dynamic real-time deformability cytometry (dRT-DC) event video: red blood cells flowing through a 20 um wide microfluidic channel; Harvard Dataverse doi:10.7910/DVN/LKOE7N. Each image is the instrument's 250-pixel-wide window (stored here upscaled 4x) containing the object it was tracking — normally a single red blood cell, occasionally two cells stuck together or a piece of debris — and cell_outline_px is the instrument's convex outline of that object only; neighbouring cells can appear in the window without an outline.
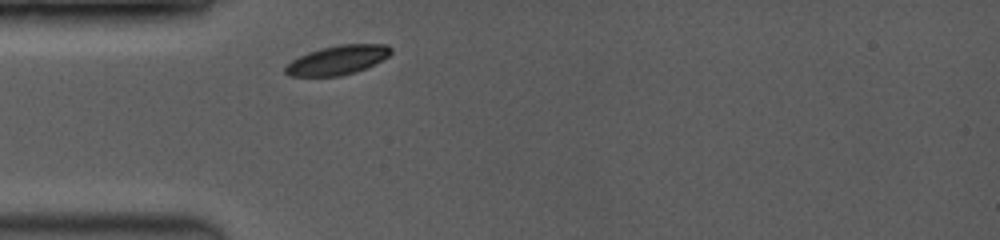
{"species": "common noctule bat (a hibernating species)", "species_latin": "Nyctalus noctula", "temperature_condition": "room temperature", "stored_images_in_passage": 4, "camera_frame_rate_fps": 3500, "um_per_image_px": 0.085, "animal": {"sex": "female", "body_mass_g": 19.0, "forearm_length_mm": 53.3}, "frame": {"image": 1, "passage_image": 1, "time_ms": 0.0, "image_size_px": [1000, 240], "cell_outline_px": [[392, 52], [388, 56], [364, 68], [340, 76], [288, 76], [284, 72], [284, 68], [292, 60], [308, 52], [320, 48], [340, 44], [388, 44], [392, 48]], "centroid_in_image_um": [28.66, 5.09], "position_along_channel_um": 56.3, "area_um2": 17.74}}
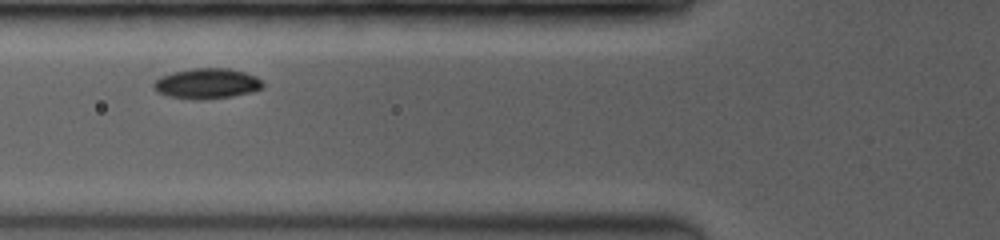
{"frame": {"image": 2, "passage_image": 3, "time_ms": 1.429, "image_size_px": [1000, 240], "cell_outline_px": [[264, 88], [252, 92], [232, 96], [200, 100], [192, 100], [168, 96], [156, 92], [152, 84], [160, 76], [172, 72], [192, 68], [228, 68], [244, 72], [256, 76], [264, 84]], "centroid_in_image_um": [17.57, 7.11], "position_along_channel_um": 108.2, "area_um2": 19.54}}